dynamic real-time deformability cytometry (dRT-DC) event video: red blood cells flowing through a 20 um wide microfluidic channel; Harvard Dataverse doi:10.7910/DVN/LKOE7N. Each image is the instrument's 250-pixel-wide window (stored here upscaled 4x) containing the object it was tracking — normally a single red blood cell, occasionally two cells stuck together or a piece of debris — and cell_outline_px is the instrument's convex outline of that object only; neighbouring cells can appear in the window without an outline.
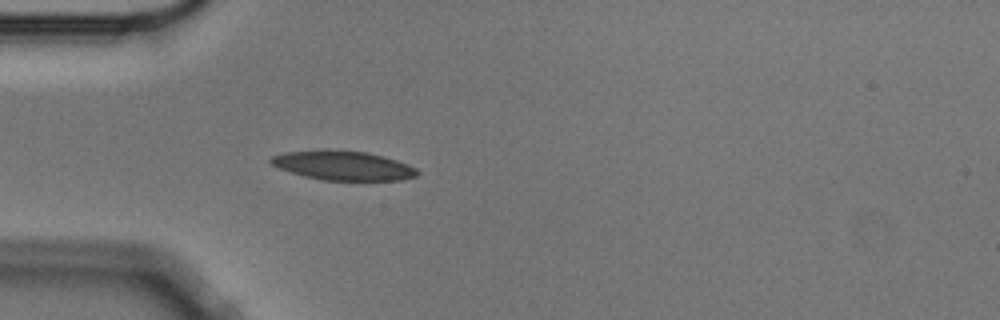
{"species": "Egyptian fruit bat (a non-hibernating species)", "species_latin": "Rousettus aegyptiacus", "temperature_condition": "cold", "stored_images_in_passage": 3, "camera_frame_rate_fps": 3000, "um_per_image_px": 0.085, "animal": {"sex": "male"}, "frame": {"image": 1, "passage_image": 3, "time_ms": 0.667, "image_size_px": [1000, 320], "cell_outline_px": [[420, 172], [416, 176], [400, 180], [324, 180], [304, 176], [280, 168], [272, 164], [268, 160], [272, 156], [284, 152], [324, 148], [368, 152], [396, 160], [408, 164], [416, 168]], "centroid_in_image_um": [29.15, 14.04], "position_along_channel_um": 55.9, "area_um2": 25.2}}